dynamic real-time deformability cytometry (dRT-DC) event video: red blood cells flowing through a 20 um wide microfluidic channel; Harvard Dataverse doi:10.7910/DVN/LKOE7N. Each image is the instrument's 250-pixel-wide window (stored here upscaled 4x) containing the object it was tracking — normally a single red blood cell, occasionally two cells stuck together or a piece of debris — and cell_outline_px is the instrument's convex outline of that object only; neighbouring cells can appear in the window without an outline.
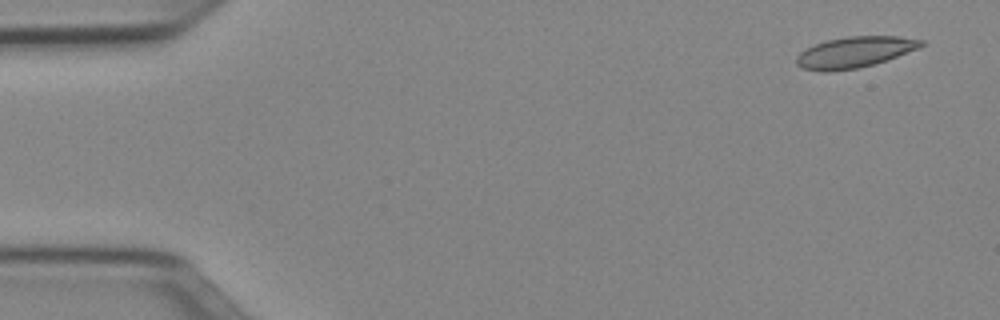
{"species": "Egyptian fruit bat (a non-hibernating species)", "species_latin": "Rousettus aegyptiacus", "temperature_condition": "cold", "stored_images_in_passage": 51, "camera_frame_rate_fps": 3000, "um_per_image_px": 0.085, "animal": {"sex": "female"}, "frame": {"image": 1, "passage_image": 3, "time_ms": 0.667, "image_size_px": [1000, 320], "cell_outline_px": [[924, 44], [920, 48], [872, 64], [856, 68], [832, 72], [824, 72], [804, 68], [796, 64], [796, 56], [800, 52], [816, 44], [828, 40], [848, 36], [896, 36], [924, 40]], "centroid_in_image_um": [72.63, 4.43], "position_along_channel_um": 12.4, "area_um2": 22.2}}
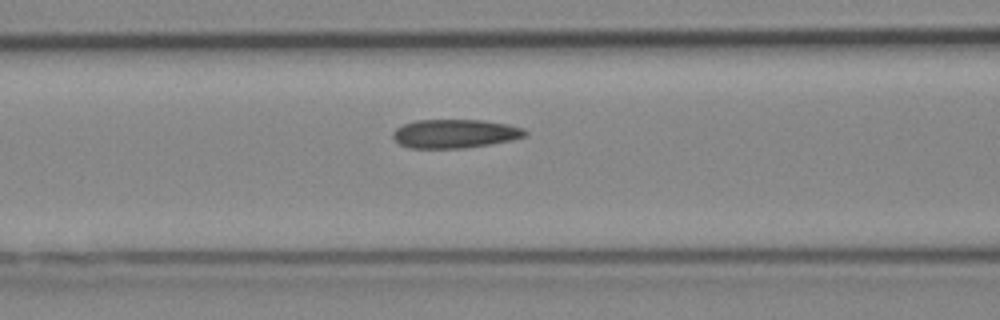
{"frame": {"image": 2, "passage_image": 21, "time_ms": 6.667, "image_size_px": [1000, 320], "cell_outline_px": [[528, 132], [524, 136], [512, 140], [464, 148], [408, 148], [400, 144], [392, 136], [392, 132], [396, 128], [404, 124], [416, 120], [484, 120], [508, 124], [524, 128]], "centroid_in_image_um": [38.66, 11.35], "position_along_channel_um": 127.9, "area_um2": 22.14}}
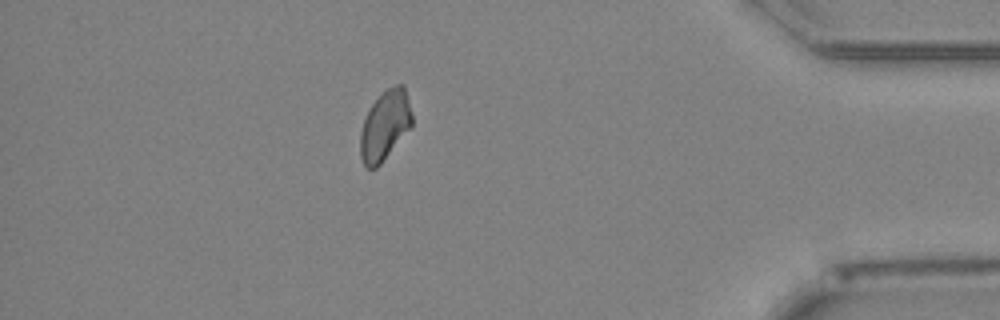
{"frame": {"image": 3, "passage_image": 45, "time_ms": 14.667, "image_size_px": [1000, 320], "cell_outline_px": [[412, 128], [380, 164], [376, 168], [368, 168], [364, 164], [360, 156], [360, 132], [364, 120], [372, 104], [388, 88], [396, 84], [404, 84], [412, 116]], "centroid_in_image_um": [32.74, 10.68], "position_along_channel_um": 402.5, "area_um2": 20.87}, "authors_computed_cell_mechanics": {"area_um2": 22.1952, "velocity_mm_per_s": 3.9466, "shape_relaxation_time_tau1_ms": null, "shape_relaxation_time_tau2_ms": 6.1534, "deformation_change_tau1": null, "deformation_change_tau2": 0.1249}}